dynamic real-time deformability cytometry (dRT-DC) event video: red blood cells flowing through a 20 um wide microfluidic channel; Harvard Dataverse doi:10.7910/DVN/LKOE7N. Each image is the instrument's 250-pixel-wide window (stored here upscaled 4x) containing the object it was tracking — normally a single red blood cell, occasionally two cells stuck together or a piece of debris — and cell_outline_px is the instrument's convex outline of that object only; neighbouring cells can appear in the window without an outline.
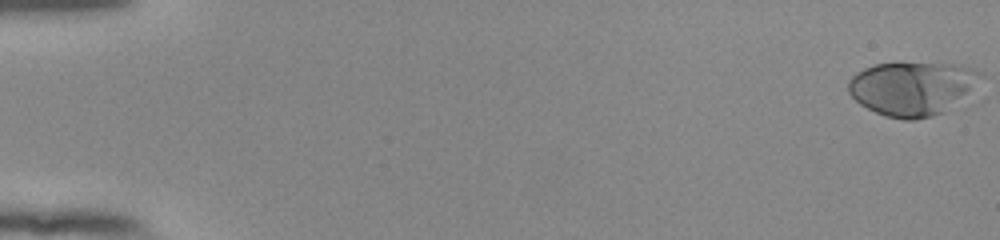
{"species": "human", "species_latin": "Homo sapiens", "temperature_condition": "room temperature", "stored_images_in_passage": 55, "camera_frame_rate_fps": 3000, "um_per_image_px": 0.085, "donor": {"sex": "female"}, "frame": {"image": 1, "passage_image": 1, "time_ms": 0.0, "image_size_px": [1000, 240], "cell_outline_px": [[984, 76], [944, 112], [932, 116], [916, 120], [904, 120], [884, 116], [860, 104], [848, 92], [848, 80], [856, 72], [864, 68], [876, 64], [896, 60], [900, 60], [960, 64], [984, 72]], "centroid_in_image_um": [77.5, 7.45], "position_along_channel_um": 7.5, "area_um2": 42.19}}
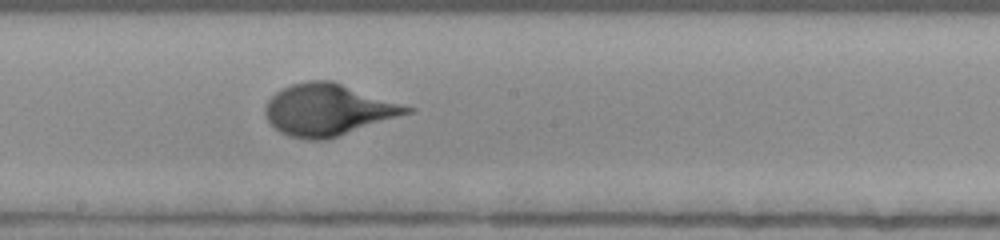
{"frame": {"image": 2, "passage_image": 32, "time_ms": 10.333, "image_size_px": [1000, 240], "cell_outline_px": [[416, 112], [328, 140], [308, 140], [288, 136], [280, 132], [268, 120], [264, 112], [264, 108], [268, 100], [276, 92], [292, 84], [308, 80], [332, 80], [416, 108]], "centroid_in_image_um": [27.95, 9.34], "position_along_channel_um": 220.2, "area_um2": 43.18}}
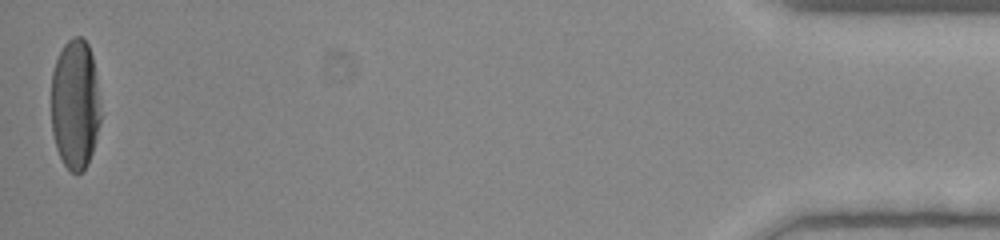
{"frame": {"image": 3, "passage_image": 55, "time_ms": 18.0, "image_size_px": [1000, 240], "cell_outline_px": [[100, 120], [92, 152], [88, 164], [80, 172], [72, 172], [64, 164], [56, 148], [52, 132], [52, 72], [56, 60], [64, 44], [72, 36], [80, 36], [88, 44], [92, 56], [96, 80], [100, 116]], "centroid_in_image_um": [6.37, 8.86], "position_along_channel_um": 428.8, "area_um2": 36.99}}